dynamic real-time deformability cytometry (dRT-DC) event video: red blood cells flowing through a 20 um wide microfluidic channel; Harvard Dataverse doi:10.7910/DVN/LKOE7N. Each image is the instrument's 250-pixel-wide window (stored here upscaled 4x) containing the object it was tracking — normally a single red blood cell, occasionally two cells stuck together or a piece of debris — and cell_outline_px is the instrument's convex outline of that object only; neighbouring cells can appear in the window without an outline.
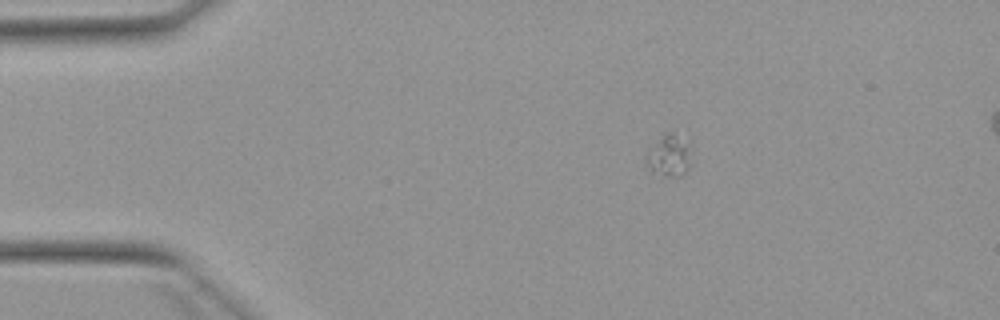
{"species": "Egyptian fruit bat (a non-hibernating species)", "species_latin": "Rousettus aegyptiacus", "temperature_condition": "warm", "stored_images_in_passage": 5, "camera_frame_rate_fps": 3000, "um_per_image_px": 0.085, "animal": {"sex": "female"}, "frame": {"image": 1, "passage_image": 5, "time_ms": 5.333, "image_size_px": [1000, 320], "cell_outline_px": [[692, 164], [680, 176], [676, 176], [652, 172], [648, 168], [644, 156], [644, 152], [648, 148], [672, 128], [688, 144]], "centroid_in_image_um": [56.85, 13.18], "position_along_channel_um": 28.2, "area_um2": 11.16}}